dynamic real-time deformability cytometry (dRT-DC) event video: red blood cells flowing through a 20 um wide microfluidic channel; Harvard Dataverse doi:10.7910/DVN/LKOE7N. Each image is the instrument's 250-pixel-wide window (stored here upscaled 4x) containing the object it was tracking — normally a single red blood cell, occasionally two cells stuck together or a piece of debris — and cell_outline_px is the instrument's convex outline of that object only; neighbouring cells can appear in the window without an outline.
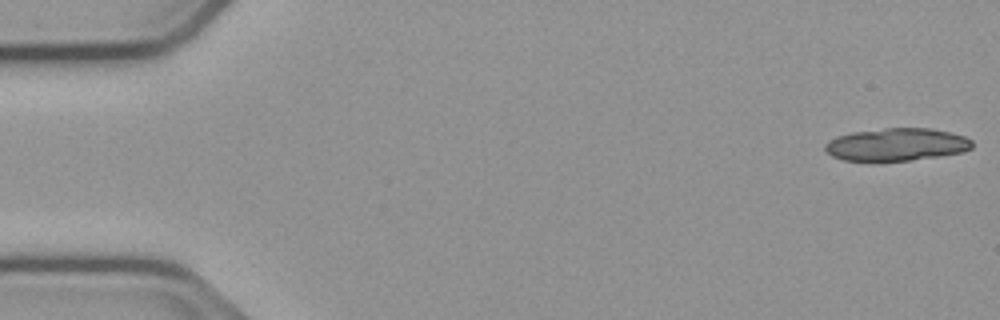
{"species": "common noctule bat (a hibernating species)", "species_latin": "Nyctalus noctula", "temperature_condition": "cold", "stored_images_in_passage": 18, "camera_frame_rate_fps": 3000, "um_per_image_px": 0.085, "animal": {"sex": "male", "body_mass_g": 23.1, "forearm_length_mm": 52.7}, "frame": {"image": 1, "passage_image": 1, "time_ms": 0.0, "image_size_px": [1000, 320], "cell_outline_px": [[972, 148], [964, 152], [940, 156], [912, 160], [844, 160], [832, 156], [824, 148], [824, 144], [828, 140], [836, 136], [852, 132], [884, 128], [932, 128], [964, 136], [972, 140]], "centroid_in_image_um": [76.21, 12.27], "position_along_channel_um": 8.8, "area_um2": 27.92}}